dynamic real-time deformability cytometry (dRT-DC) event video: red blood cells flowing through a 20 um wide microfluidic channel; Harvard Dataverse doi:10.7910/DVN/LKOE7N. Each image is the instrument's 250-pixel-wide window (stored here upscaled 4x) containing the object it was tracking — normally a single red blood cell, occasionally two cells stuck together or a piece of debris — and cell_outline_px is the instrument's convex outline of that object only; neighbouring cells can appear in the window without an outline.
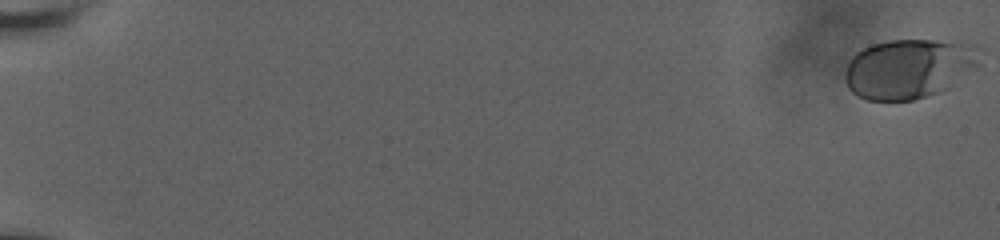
{"species": "human", "species_latin": "Homo sapiens", "temperature_condition": "room temperature", "stored_images_in_passage": 59, "camera_frame_rate_fps": 3000, "um_per_image_px": 0.085, "donor": {"sex": "male"}, "frame": {"image": 1, "passage_image": 1, "time_ms": 0.0, "image_size_px": [1000, 240], "cell_outline_px": [[980, 64], [976, 68], [948, 88], [940, 92], [912, 100], [868, 100], [852, 92], [848, 88], [844, 80], [844, 72], [848, 60], [856, 52], [872, 44], [888, 40], [936, 40], [972, 44], [980, 48]], "centroid_in_image_um": [77.26, 5.82], "position_along_channel_um": 7.7, "area_um2": 47.22}}
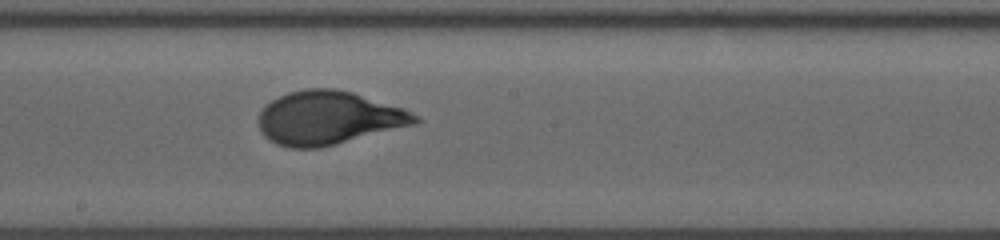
{"frame": {"image": 2, "passage_image": 37, "time_ms": 12.0, "image_size_px": [1000, 240], "cell_outline_px": [[424, 120], [416, 124], [320, 148], [292, 148], [276, 144], [268, 140], [260, 132], [256, 120], [264, 104], [288, 92], [304, 88], [336, 88], [352, 92], [404, 108], [420, 116]], "centroid_in_image_um": [27.91, 10.02], "position_along_channel_um": 220.3, "area_um2": 49.36}}
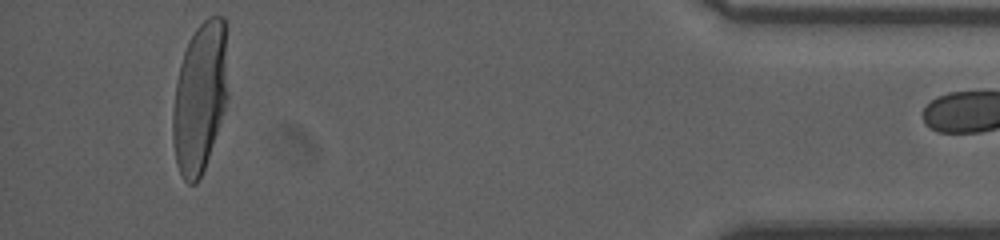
{"frame": {"image": 3, "passage_image": 58, "time_ms": 19.0, "image_size_px": [1000, 240], "cell_outline_px": [[228, 100], [224, 112], [204, 168], [196, 184], [188, 184], [184, 180], [176, 164], [172, 140], [172, 112], [176, 80], [180, 64], [188, 40], [196, 28], [208, 16], [224, 16], [228, 92]], "centroid_in_image_um": [16.98, 8.28], "position_along_channel_um": 418.2, "area_um2": 48.55}}